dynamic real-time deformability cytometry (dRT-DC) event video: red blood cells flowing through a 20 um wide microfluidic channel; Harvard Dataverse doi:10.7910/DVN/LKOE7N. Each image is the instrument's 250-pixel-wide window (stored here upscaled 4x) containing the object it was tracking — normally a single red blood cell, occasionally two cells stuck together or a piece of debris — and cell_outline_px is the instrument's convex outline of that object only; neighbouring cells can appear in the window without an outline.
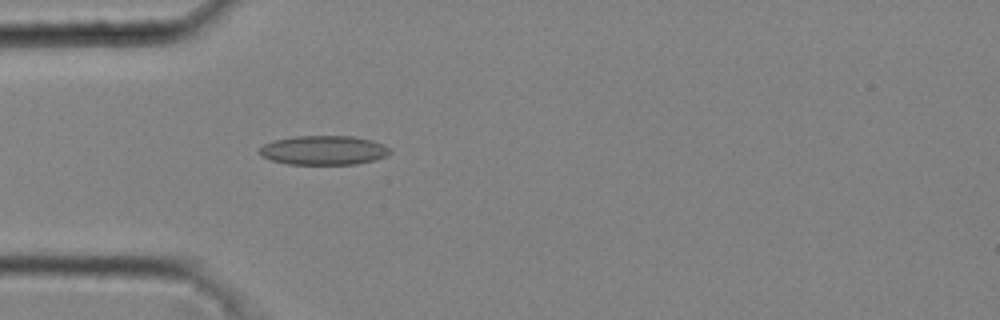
{"species": "common noctule bat (a hibernating species)", "species_latin": "Nyctalus noctula", "temperature_condition": "cold", "stored_images_in_passage": 30, "camera_frame_rate_fps": 3000, "um_per_image_px": 0.085, "animal": {"sex": "male", "body_mass_g": 20.4}, "frame": {"image": 1, "passage_image": 1, "time_ms": 0.0, "image_size_px": [1000, 320], "cell_outline_px": [[392, 152], [388, 156], [356, 164], [288, 164], [272, 160], [260, 156], [256, 152], [264, 144], [272, 140], [296, 136], [352, 136], [372, 140], [384, 144], [392, 148]], "centroid_in_image_um": [27.52, 12.76], "position_along_channel_um": 57.5, "area_um2": 22.48}}
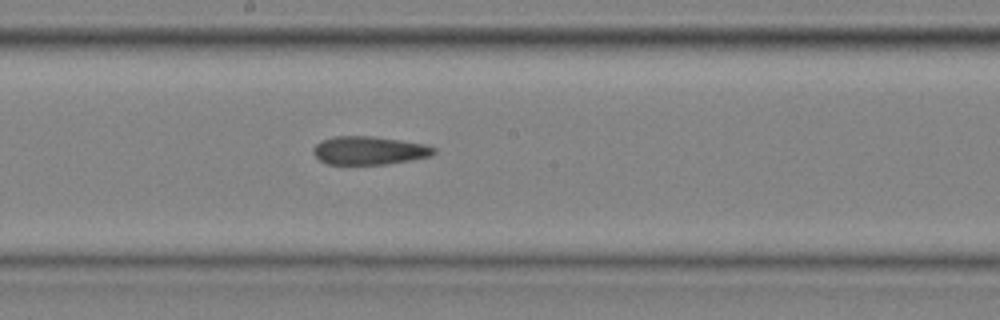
{"frame": {"image": 2, "passage_image": 13, "time_ms": 4.0, "image_size_px": [1000, 320], "cell_outline_px": [[436, 152], [432, 156], [384, 164], [328, 164], [320, 160], [312, 152], [312, 148], [320, 140], [332, 136], [372, 136], [428, 144], [436, 148]], "centroid_in_image_um": [31.37, 12.78], "position_along_channel_um": 216.8, "area_um2": 20.0}}
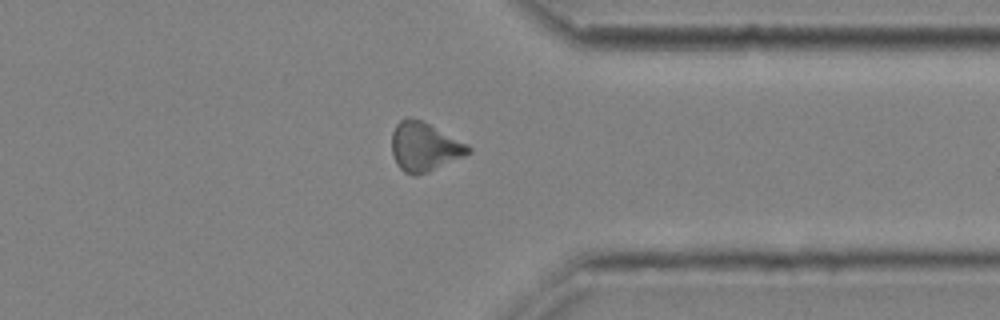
{"frame": {"image": 3, "passage_image": 25, "time_ms": 8.0, "image_size_px": [1000, 320], "cell_outline_px": [[472, 152], [464, 156], [428, 172], [416, 176], [412, 176], [404, 172], [396, 164], [392, 156], [392, 132], [396, 124], [400, 120], [408, 116], [420, 120], [468, 144], [472, 148]], "centroid_in_image_um": [36.05, 12.49], "position_along_channel_um": 375.4, "area_um2": 21.85}, "authors_computed_cell_mechanics": {"area_um2": 20.6924, "velocity_mm_per_s": 4.0713, "shape_relaxation_time_tau1_ms": null, "shape_relaxation_time_tau2_ms": 6.3746, "deformation_change_tau1": null, "deformation_change_tau2": 0.1512}}